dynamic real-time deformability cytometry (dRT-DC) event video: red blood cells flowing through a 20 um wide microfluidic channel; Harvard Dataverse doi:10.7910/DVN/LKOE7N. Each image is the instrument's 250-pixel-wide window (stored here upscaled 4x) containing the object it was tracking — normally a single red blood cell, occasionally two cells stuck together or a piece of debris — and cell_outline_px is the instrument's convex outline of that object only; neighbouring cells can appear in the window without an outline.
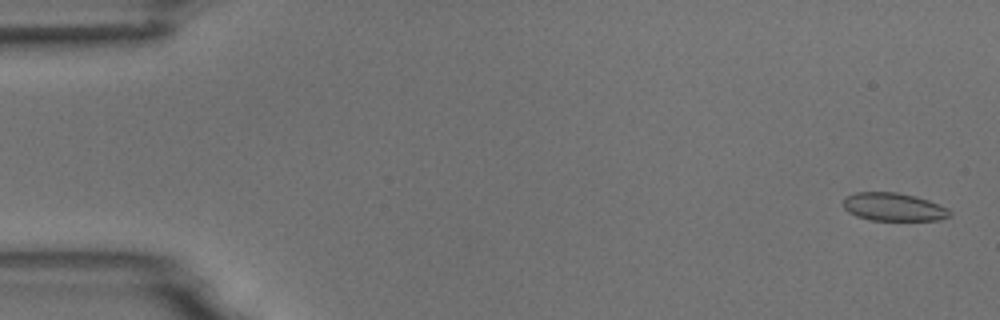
{"species": "common noctule bat (a hibernating species)", "species_latin": "Nyctalus noctula", "temperature_condition": "room temperature", "stored_images_in_passage": 55, "camera_frame_rate_fps": 3000, "um_per_image_px": 0.085, "animal": {"sex": "male", "body_mass_g": 18.8}, "frame": {"image": 1, "passage_image": 2, "time_ms": 0.333, "image_size_px": [1000, 320], "cell_outline_px": [[952, 212], [948, 216], [940, 220], [868, 220], [856, 216], [848, 212], [844, 208], [844, 196], [856, 192], [896, 192], [928, 200], [948, 208]], "centroid_in_image_um": [75.92, 17.59], "position_along_channel_um": 9.1, "area_um2": 17.4}}
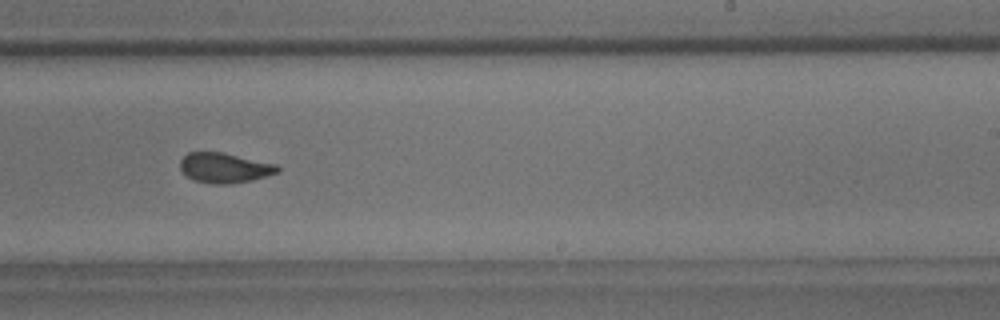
{"frame": {"image": 2, "passage_image": 34, "time_ms": 11.0, "image_size_px": [1000, 320], "cell_outline_px": [[280, 172], [252, 180], [232, 184], [212, 184], [196, 180], [188, 176], [180, 168], [180, 160], [188, 152], [224, 152], [276, 164], [280, 168]], "centroid_in_image_um": [19.11, 14.26], "position_along_channel_um": 269.9, "area_um2": 17.05}}
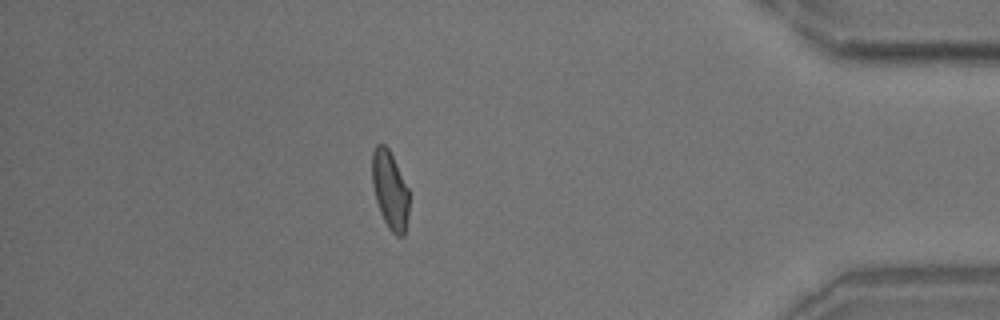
{"frame": {"image": 3, "passage_image": 48, "time_ms": 15.667, "image_size_px": [1000, 320], "cell_outline_px": [[408, 216], [404, 236], [396, 236], [388, 228], [380, 212], [376, 200], [372, 184], [372, 152], [376, 144], [384, 144], [388, 148], [408, 188]], "centroid_in_image_um": [33.13, 16.17], "position_along_channel_um": 402.1, "area_um2": 16.7}, "authors_computed_cell_mechanics": {"area_um2": 17.6868, "velocity_mm_per_s": 3.7015, "shape_relaxation_time_tau1_ms": null, "shape_relaxation_time_tau2_ms": 1.3136, "deformation_change_tau1": null, "deformation_change_tau2": 0.0422}}